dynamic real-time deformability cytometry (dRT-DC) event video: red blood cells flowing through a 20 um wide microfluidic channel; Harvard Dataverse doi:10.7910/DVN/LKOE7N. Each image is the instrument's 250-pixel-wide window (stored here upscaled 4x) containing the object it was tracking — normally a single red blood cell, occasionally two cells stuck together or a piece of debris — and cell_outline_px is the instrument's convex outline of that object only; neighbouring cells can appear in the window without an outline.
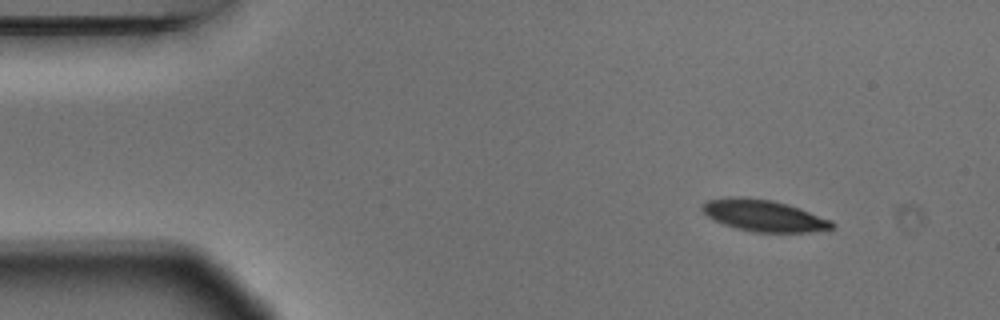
{"species": "Egyptian fruit bat (a non-hibernating species)", "species_latin": "Rousettus aegyptiacus", "temperature_condition": "warm", "stored_images_in_passage": 4, "camera_frame_rate_fps": 3000, "um_per_image_px": 0.085, "animal": {"sex": "male"}, "frame": {"image": 1, "passage_image": 1, "time_ms": 0.0, "image_size_px": [1000, 320], "cell_outline_px": [[836, 228], [812, 232], [752, 232], [736, 228], [724, 224], [708, 216], [700, 208], [708, 200], [728, 196], [740, 196], [772, 200], [788, 204], [800, 208], [832, 220], [836, 224]], "centroid_in_image_um": [64.97, 18.32], "position_along_channel_um": 20.0, "area_um2": 24.04}}
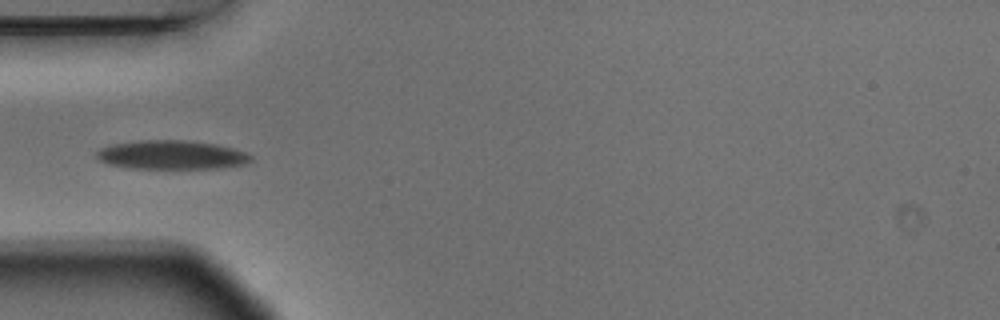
{"frame": {"image": 2, "passage_image": 4, "time_ms": 1.0, "image_size_px": [1000, 320], "cell_outline_px": [[252, 160], [244, 164], [224, 168], [124, 168], [108, 164], [100, 160], [96, 156], [96, 152], [100, 148], [108, 144], [140, 140], [188, 140], [216, 144], [232, 148], [244, 152], [252, 156]], "centroid_in_image_um": [14.54, 13.16], "position_along_channel_um": 70.5, "area_um2": 26.18}}